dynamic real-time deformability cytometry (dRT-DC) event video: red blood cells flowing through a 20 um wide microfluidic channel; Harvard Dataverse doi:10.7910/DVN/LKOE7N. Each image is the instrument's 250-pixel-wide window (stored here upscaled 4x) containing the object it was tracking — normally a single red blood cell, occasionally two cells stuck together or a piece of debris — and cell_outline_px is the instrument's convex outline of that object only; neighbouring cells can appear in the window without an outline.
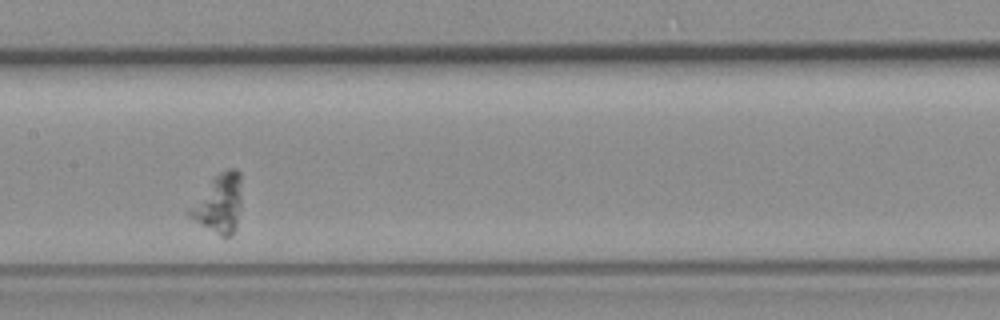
{"species": "common noctule bat (a hibernating species)", "species_latin": "Nyctalus noctula", "temperature_condition": "room temperature", "stored_images_in_passage": 5, "camera_frame_rate_fps": 3000, "um_per_image_px": 0.085, "animal": {"sex": "female", "body_mass_g": 19.3, "forearm_length_mm": 54.1}, "frame": {"image": 1, "passage_image": 5, "time_ms": 4.667, "image_size_px": [1000, 320], "cell_outline_px": [[240, 208], [236, 228], [232, 236], [220, 236], [188, 216], [184, 212], [212, 180], [220, 172], [228, 168], [236, 168], [240, 172]], "centroid_in_image_um": [18.6, 17.32], "position_along_channel_um": 188.8, "area_um2": 17.63}}